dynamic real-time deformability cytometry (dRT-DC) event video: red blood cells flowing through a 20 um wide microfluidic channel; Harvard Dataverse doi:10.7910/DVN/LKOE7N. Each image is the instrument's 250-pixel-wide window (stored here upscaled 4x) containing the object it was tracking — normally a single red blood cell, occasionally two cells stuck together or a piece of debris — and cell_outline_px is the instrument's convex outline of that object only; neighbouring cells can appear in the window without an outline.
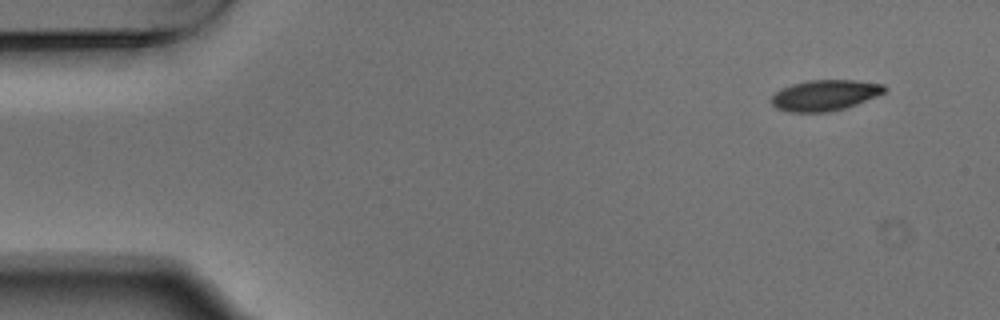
{"species": "Egyptian fruit bat (a non-hibernating species)", "species_latin": "Rousettus aegyptiacus", "temperature_condition": "warm", "stored_images_in_passage": 4, "camera_frame_rate_fps": 3000, "um_per_image_px": 0.085, "animal": {"sex": "male"}, "frame": {"image": 1, "passage_image": 1, "time_ms": 0.0, "image_size_px": [1000, 320], "cell_outline_px": [[888, 88], [884, 92], [876, 96], [856, 104], [844, 108], [828, 112], [788, 112], [776, 108], [772, 104], [772, 96], [780, 88], [792, 84], [808, 80], [856, 80], [884, 84]], "centroid_in_image_um": [70.11, 8.09], "position_along_channel_um": 14.9, "area_um2": 20.29}}
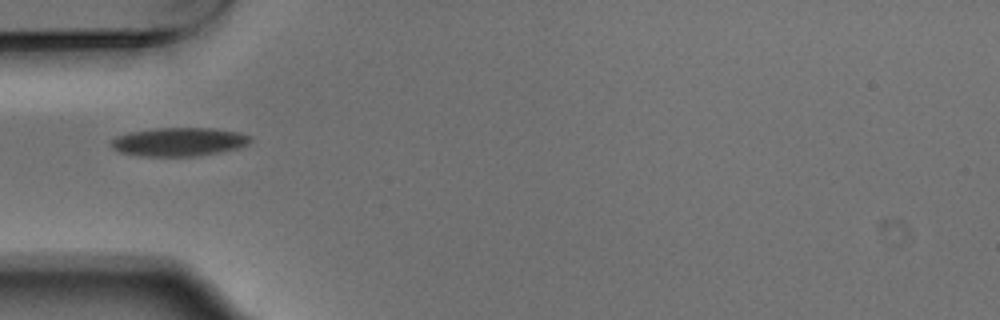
{"frame": {"image": 2, "passage_image": 4, "time_ms": 1.0, "image_size_px": [1000, 320], "cell_outline_px": [[252, 140], [248, 144], [240, 148], [196, 156], [140, 156], [120, 152], [112, 148], [112, 140], [116, 136], [132, 132], [156, 128], [216, 128], [240, 132], [252, 136]], "centroid_in_image_um": [15.27, 12.05], "position_along_channel_um": 69.7, "area_um2": 23.24}}